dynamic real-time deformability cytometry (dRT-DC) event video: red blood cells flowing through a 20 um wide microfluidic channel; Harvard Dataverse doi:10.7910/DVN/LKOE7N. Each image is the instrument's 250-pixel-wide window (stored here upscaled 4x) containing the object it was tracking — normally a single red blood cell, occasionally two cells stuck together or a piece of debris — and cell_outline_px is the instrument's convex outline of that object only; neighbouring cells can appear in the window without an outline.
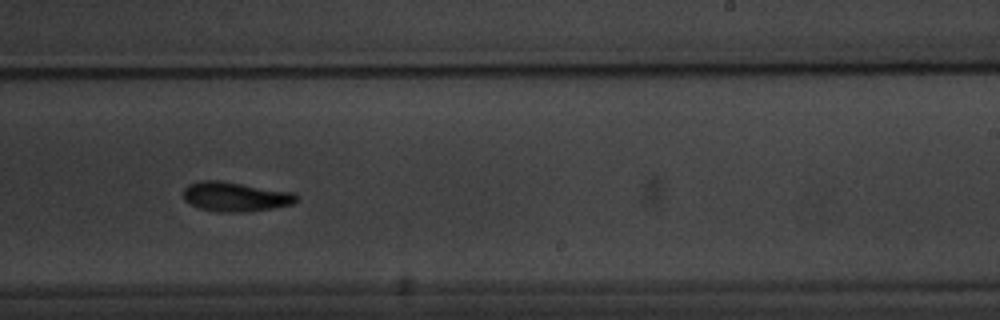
{"species": "common noctule bat (a hibernating species)", "species_latin": "Nyctalus noctula", "temperature_condition": "warm", "stored_images_in_passage": 17, "camera_frame_rate_fps": 3000, "um_per_image_px": 0.085, "animal": {"sex": "male", "body_mass_g": 20.1, "forearm_length_mm": 53.5}, "frame": {"image": 1, "passage_image": 10, "time_ms": 12.333, "image_size_px": [1000, 320], "cell_outline_px": [[296, 200], [292, 204], [272, 208], [244, 212], [220, 212], [200, 208], [184, 200], [184, 188], [188, 184], [200, 180], [216, 180], [292, 192], [296, 196]], "centroid_in_image_um": [19.96, 16.72], "position_along_channel_um": 269.0, "area_um2": 19.07}}
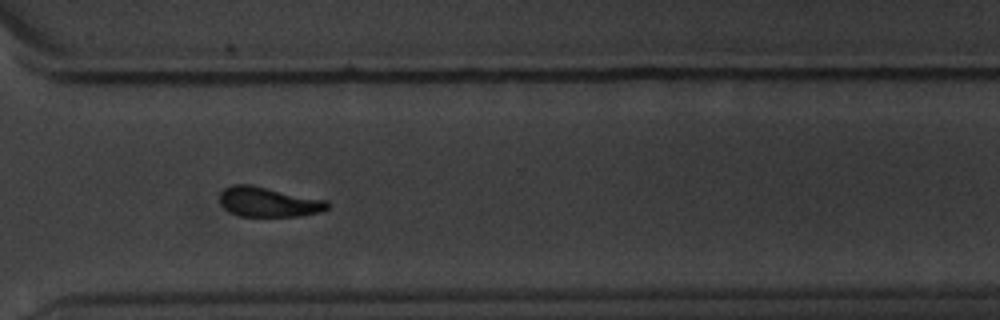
{"frame": {"image": 2, "passage_image": 12, "time_ms": 14.667, "image_size_px": [1000, 320], "cell_outline_px": [[332, 204], [328, 208], [320, 212], [304, 216], [240, 216], [224, 208], [220, 204], [220, 192], [224, 188], [236, 184], [248, 184], [328, 200]], "centroid_in_image_um": [22.86, 17.17], "position_along_channel_um": 347.7, "area_um2": 18.79}}